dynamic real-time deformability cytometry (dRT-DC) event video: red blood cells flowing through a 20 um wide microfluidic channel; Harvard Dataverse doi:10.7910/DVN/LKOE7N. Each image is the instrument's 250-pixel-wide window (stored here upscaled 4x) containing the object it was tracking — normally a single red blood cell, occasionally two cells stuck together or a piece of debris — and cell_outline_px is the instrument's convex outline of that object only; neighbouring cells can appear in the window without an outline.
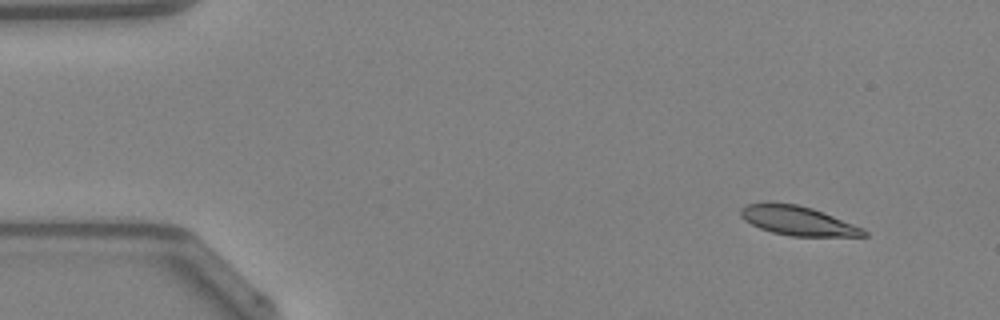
{"species": "Egyptian fruit bat (a non-hibernating species)", "species_latin": "Rousettus aegyptiacus", "temperature_condition": "warm", "stored_images_in_passage": 44, "camera_frame_rate_fps": 3000, "um_per_image_px": 0.085, "animal": {"sex": "female"}, "frame": {"image": 1, "passage_image": 1, "time_ms": 0.0, "image_size_px": [1000, 320], "cell_outline_px": [[868, 236], [792, 236], [772, 232], [760, 228], [744, 220], [740, 216], [740, 208], [744, 204], [764, 200], [768, 200], [796, 204], [812, 208], [864, 228], [868, 232]], "centroid_in_image_um": [67.74, 18.72], "position_along_channel_um": 17.3, "area_um2": 21.39}}
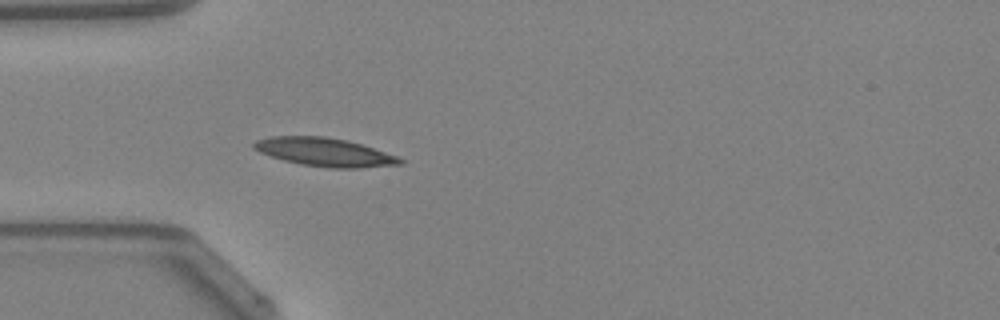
{"frame": {"image": 2, "passage_image": 11, "time_ms": 3.333, "image_size_px": [1000, 320], "cell_outline_px": [[404, 164], [360, 168], [328, 168], [300, 164], [284, 160], [260, 152], [252, 148], [252, 144], [256, 140], [272, 136], [324, 136], [348, 140], [396, 156], [404, 160]], "centroid_in_image_um": [27.58, 12.93], "position_along_channel_um": 57.4, "area_um2": 24.1}}
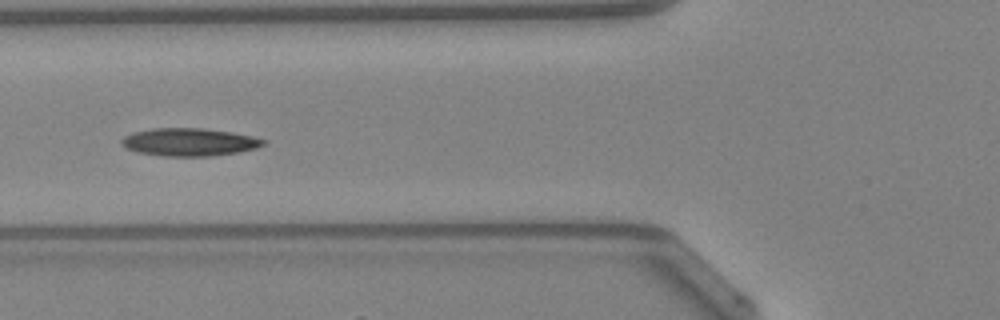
{"frame": {"image": 3, "passage_image": 15, "time_ms": 4.667, "image_size_px": [1000, 320], "cell_outline_px": [[264, 144], [256, 148], [240, 152], [212, 156], [164, 156], [136, 152], [120, 144], [120, 140], [124, 136], [132, 132], [152, 128], [204, 128], [232, 132], [252, 136], [264, 140]], "centroid_in_image_um": [16.06, 12.07], "position_along_channel_um": 109.7, "area_um2": 23.06}, "authors_computed_cell_mechanics": {"area_um2": 21.7906, "velocity_mm_per_s": 4.2382, "shape_relaxation_time_tau1_ms": 3.5313, "shape_relaxation_time_tau2_ms": 6.7255, "deformation_change_tau1": 0.1291, "deformation_change_tau2": 0.137}}